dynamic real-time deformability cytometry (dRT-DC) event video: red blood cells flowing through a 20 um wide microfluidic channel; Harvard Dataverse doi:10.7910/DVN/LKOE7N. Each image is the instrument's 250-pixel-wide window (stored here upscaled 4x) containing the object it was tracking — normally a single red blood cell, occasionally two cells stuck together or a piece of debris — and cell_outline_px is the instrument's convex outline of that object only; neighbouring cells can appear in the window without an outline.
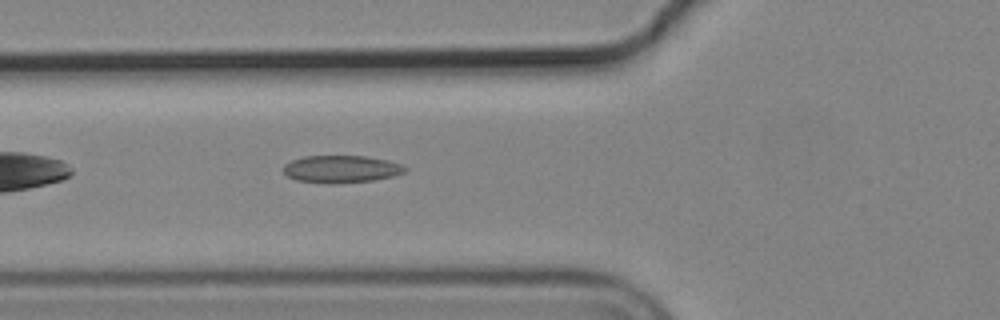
{"species": "common noctule bat (a hibernating species)", "species_latin": "Nyctalus noctula", "temperature_condition": "cold", "stored_images_in_passage": 29, "camera_frame_rate_fps": 3000, "um_per_image_px": 0.085, "animal": {"sex": "male", "body_mass_g": 19.2, "forearm_length_mm": 51.8}, "frame": {"image": 1, "passage_image": 6, "time_ms": 1.667, "image_size_px": [1000, 320], "cell_outline_px": [[408, 168], [404, 172], [392, 176], [376, 180], [332, 184], [328, 184], [296, 180], [288, 176], [284, 172], [284, 164], [292, 160], [304, 156], [364, 156], [388, 160], [400, 164]], "centroid_in_image_um": [29.0, 14.37], "position_along_channel_um": 96.8, "area_um2": 19.42}}
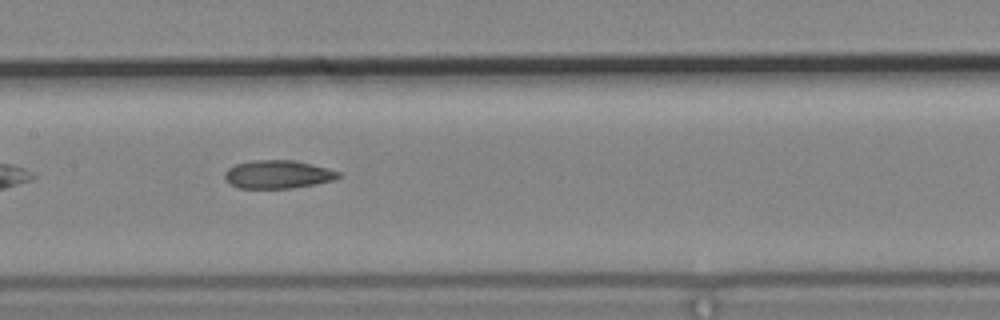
{"frame": {"image": 2, "passage_image": 13, "time_ms": 4.0, "image_size_px": [1000, 320], "cell_outline_px": [[344, 176], [336, 180], [292, 188], [240, 188], [224, 180], [224, 172], [228, 168], [236, 164], [252, 160], [292, 160], [328, 168], [340, 172]], "centroid_in_image_um": [23.64, 14.82], "position_along_channel_um": 183.8, "area_um2": 18.79}}
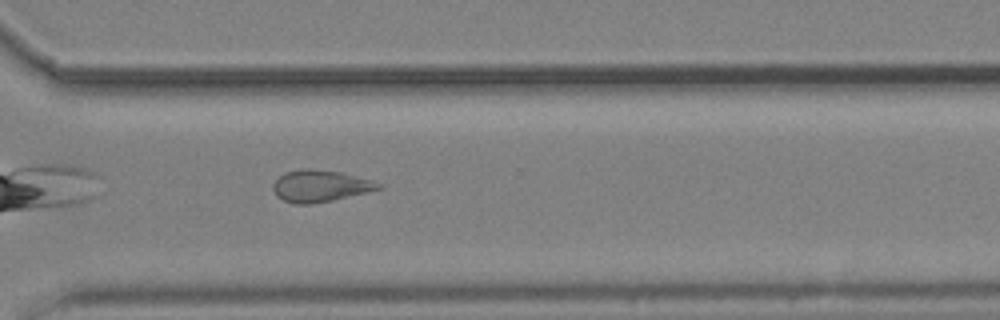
{"frame": {"image": 3, "passage_image": 26, "time_ms": 8.333, "image_size_px": [1000, 320], "cell_outline_px": [[384, 188], [332, 200], [312, 204], [296, 204], [284, 200], [276, 196], [272, 188], [272, 184], [284, 172], [300, 168], [308, 168], [340, 172], [372, 180], [384, 184]], "centroid_in_image_um": [27.21, 15.8], "position_along_channel_um": 343.4, "area_um2": 19.59}, "authors_computed_cell_mechanics": {"area_um2": 18.9006, "velocity_mm_per_s": 3.6945, "shape_relaxation_time_tau1_ms": null, "shape_relaxation_time_tau2_ms": 3.4241, "deformation_change_tau1": null, "deformation_change_tau2": 0.1002}}